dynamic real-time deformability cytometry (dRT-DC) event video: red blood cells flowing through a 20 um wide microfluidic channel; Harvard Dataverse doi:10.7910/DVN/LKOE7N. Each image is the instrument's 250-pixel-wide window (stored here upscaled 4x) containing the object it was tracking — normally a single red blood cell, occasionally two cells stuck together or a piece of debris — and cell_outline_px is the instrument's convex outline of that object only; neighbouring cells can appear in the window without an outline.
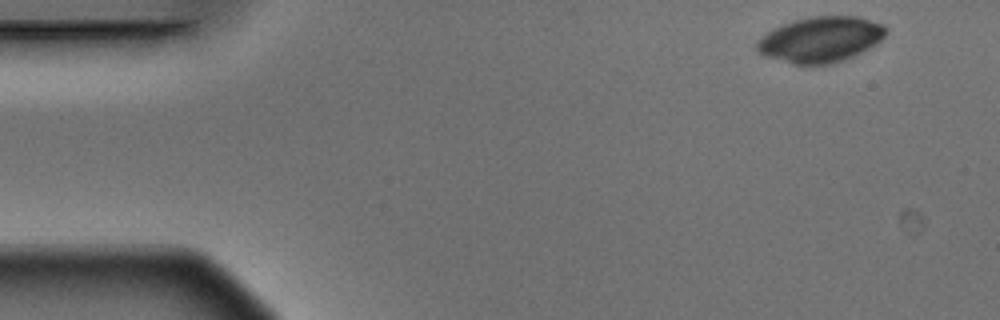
{"species": "Egyptian fruit bat (a non-hibernating species)", "species_latin": "Rousettus aegyptiacus", "temperature_condition": "warm", "stored_images_in_passage": 3, "camera_frame_rate_fps": 3000, "um_per_image_px": 0.085, "animal": {"sex": "male"}, "frame": {"image": 1, "passage_image": 1, "time_ms": 0.0, "image_size_px": [1000, 320], "cell_outline_px": [[888, 32], [880, 40], [868, 48], [852, 56], [828, 64], [792, 64], [764, 56], [756, 48], [756, 40], [768, 32], [784, 24], [796, 20], [812, 16], [860, 16], [884, 24], [888, 28]], "centroid_in_image_um": [69.76, 3.34], "position_along_channel_um": 15.2, "area_um2": 33.99}}